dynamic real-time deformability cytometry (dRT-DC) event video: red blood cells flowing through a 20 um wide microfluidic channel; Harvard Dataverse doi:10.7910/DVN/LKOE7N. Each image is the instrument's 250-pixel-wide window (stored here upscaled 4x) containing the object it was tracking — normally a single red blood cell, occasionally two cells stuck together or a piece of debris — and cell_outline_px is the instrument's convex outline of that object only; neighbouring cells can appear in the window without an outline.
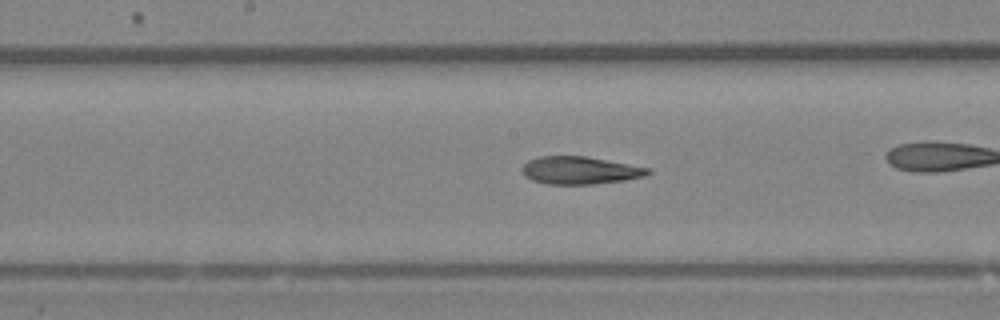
{"species": "Egyptian fruit bat (a non-hibernating species)", "species_latin": "Rousettus aegyptiacus", "temperature_condition": "room temperature", "stored_images_in_passage": 26, "camera_frame_rate_fps": 3000, "um_per_image_px": 0.085, "animal": {"sex": "female"}, "frame": {"image": 1, "passage_image": 12, "time_ms": 3.667, "image_size_px": [1000, 320], "cell_outline_px": [[652, 172], [644, 176], [624, 180], [592, 184], [548, 184], [532, 180], [524, 176], [524, 164], [528, 160], [540, 156], [588, 156], [652, 168]], "centroid_in_image_um": [49.34, 14.47], "position_along_channel_um": 198.9, "area_um2": 20.29}, "authors_computed_cell_mechanics": {"area_um2": 20.4034, "velocity_mm_per_s": 4.2259, "shape_relaxation_time_tau1_ms": null, "shape_relaxation_time_tau2_ms": 4.151, "deformation_change_tau1": null, "deformation_change_tau2": 0.1504}}